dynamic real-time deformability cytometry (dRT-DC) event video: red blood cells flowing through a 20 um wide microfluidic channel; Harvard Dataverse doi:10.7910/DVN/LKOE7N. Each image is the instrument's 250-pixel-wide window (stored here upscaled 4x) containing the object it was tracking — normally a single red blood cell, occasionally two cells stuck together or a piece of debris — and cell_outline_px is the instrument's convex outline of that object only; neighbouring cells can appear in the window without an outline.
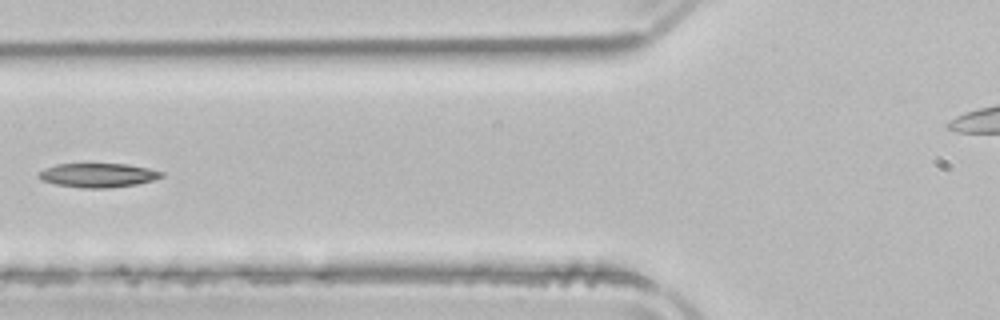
{"species": "common noctule bat (a hibernating species)", "species_latin": "Nyctalus noctula", "temperature_condition": "room temperature", "stored_images_in_passage": 4, "camera_frame_rate_fps": 3000, "um_per_image_px": 0.085, "animal": {"sex": "male", "body_mass_g": 21.5, "forearm_length_mm": 52.0}, "frame": {"image": 1, "passage_image": 4, "time_ms": 1.0, "image_size_px": [1000, 320], "cell_outline_px": [[164, 176], [152, 180], [136, 184], [108, 188], [84, 188], [56, 184], [40, 180], [36, 176], [36, 172], [44, 168], [56, 164], [128, 164], [148, 168], [164, 172]], "centroid_in_image_um": [8.28, 14.89], "position_along_channel_um": 117.5, "area_um2": 17.34}}